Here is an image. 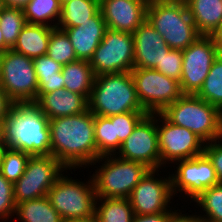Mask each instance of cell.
<instances>
[{"mask_svg": "<svg viewBox=\"0 0 222 222\" xmlns=\"http://www.w3.org/2000/svg\"><path fill=\"white\" fill-rule=\"evenodd\" d=\"M34 104L48 119L77 115L89 110V102L85 96L65 88L42 94Z\"/></svg>", "mask_w": 222, "mask_h": 222, "instance_id": "obj_20", "label": "cell"}, {"mask_svg": "<svg viewBox=\"0 0 222 222\" xmlns=\"http://www.w3.org/2000/svg\"><path fill=\"white\" fill-rule=\"evenodd\" d=\"M68 171L74 174L72 169L65 170L48 191L51 205L65 222L94 217L97 197L91 175L84 182L71 177Z\"/></svg>", "mask_w": 222, "mask_h": 222, "instance_id": "obj_7", "label": "cell"}, {"mask_svg": "<svg viewBox=\"0 0 222 222\" xmlns=\"http://www.w3.org/2000/svg\"><path fill=\"white\" fill-rule=\"evenodd\" d=\"M47 55L62 66L78 60L68 35L57 27L51 31Z\"/></svg>", "mask_w": 222, "mask_h": 222, "instance_id": "obj_33", "label": "cell"}, {"mask_svg": "<svg viewBox=\"0 0 222 222\" xmlns=\"http://www.w3.org/2000/svg\"><path fill=\"white\" fill-rule=\"evenodd\" d=\"M148 114L146 111H130L124 114L112 115L108 118L114 123L115 137L122 144L133 132L138 122Z\"/></svg>", "mask_w": 222, "mask_h": 222, "instance_id": "obj_35", "label": "cell"}, {"mask_svg": "<svg viewBox=\"0 0 222 222\" xmlns=\"http://www.w3.org/2000/svg\"><path fill=\"white\" fill-rule=\"evenodd\" d=\"M192 202L202 210L198 213L204 222H222V183L209 187Z\"/></svg>", "mask_w": 222, "mask_h": 222, "instance_id": "obj_30", "label": "cell"}, {"mask_svg": "<svg viewBox=\"0 0 222 222\" xmlns=\"http://www.w3.org/2000/svg\"><path fill=\"white\" fill-rule=\"evenodd\" d=\"M61 7L59 0H31L23 9L26 23L56 28Z\"/></svg>", "mask_w": 222, "mask_h": 222, "instance_id": "obj_27", "label": "cell"}, {"mask_svg": "<svg viewBox=\"0 0 222 222\" xmlns=\"http://www.w3.org/2000/svg\"><path fill=\"white\" fill-rule=\"evenodd\" d=\"M89 63L95 76L131 72L134 68L133 35L107 29Z\"/></svg>", "mask_w": 222, "mask_h": 222, "instance_id": "obj_12", "label": "cell"}, {"mask_svg": "<svg viewBox=\"0 0 222 222\" xmlns=\"http://www.w3.org/2000/svg\"><path fill=\"white\" fill-rule=\"evenodd\" d=\"M59 29L64 30L68 35L77 59L90 61L108 28L99 11L82 25Z\"/></svg>", "mask_w": 222, "mask_h": 222, "instance_id": "obj_19", "label": "cell"}, {"mask_svg": "<svg viewBox=\"0 0 222 222\" xmlns=\"http://www.w3.org/2000/svg\"><path fill=\"white\" fill-rule=\"evenodd\" d=\"M6 149H7V144L6 143H0V165H1V161L3 159V154H4Z\"/></svg>", "mask_w": 222, "mask_h": 222, "instance_id": "obj_46", "label": "cell"}, {"mask_svg": "<svg viewBox=\"0 0 222 222\" xmlns=\"http://www.w3.org/2000/svg\"><path fill=\"white\" fill-rule=\"evenodd\" d=\"M64 88L85 96L88 100L93 88L95 75L89 61L77 60L62 66Z\"/></svg>", "mask_w": 222, "mask_h": 222, "instance_id": "obj_23", "label": "cell"}, {"mask_svg": "<svg viewBox=\"0 0 222 222\" xmlns=\"http://www.w3.org/2000/svg\"><path fill=\"white\" fill-rule=\"evenodd\" d=\"M12 102L6 96V93L0 86V121H5L8 116V111L12 106Z\"/></svg>", "mask_w": 222, "mask_h": 222, "instance_id": "obj_41", "label": "cell"}, {"mask_svg": "<svg viewBox=\"0 0 222 222\" xmlns=\"http://www.w3.org/2000/svg\"><path fill=\"white\" fill-rule=\"evenodd\" d=\"M161 114L169 122L189 129L205 143L222 138V112L197 95L183 94Z\"/></svg>", "mask_w": 222, "mask_h": 222, "instance_id": "obj_4", "label": "cell"}, {"mask_svg": "<svg viewBox=\"0 0 222 222\" xmlns=\"http://www.w3.org/2000/svg\"><path fill=\"white\" fill-rule=\"evenodd\" d=\"M52 29L46 25L27 23L12 49L31 59L43 56L47 54Z\"/></svg>", "mask_w": 222, "mask_h": 222, "instance_id": "obj_22", "label": "cell"}, {"mask_svg": "<svg viewBox=\"0 0 222 222\" xmlns=\"http://www.w3.org/2000/svg\"><path fill=\"white\" fill-rule=\"evenodd\" d=\"M222 52L213 36L201 35L183 53L180 88L183 94L196 95L201 89L214 60Z\"/></svg>", "mask_w": 222, "mask_h": 222, "instance_id": "obj_14", "label": "cell"}, {"mask_svg": "<svg viewBox=\"0 0 222 222\" xmlns=\"http://www.w3.org/2000/svg\"><path fill=\"white\" fill-rule=\"evenodd\" d=\"M173 210L174 209L172 208L169 212H162V213L150 214V215L135 214L132 222H167Z\"/></svg>", "mask_w": 222, "mask_h": 222, "instance_id": "obj_40", "label": "cell"}, {"mask_svg": "<svg viewBox=\"0 0 222 222\" xmlns=\"http://www.w3.org/2000/svg\"><path fill=\"white\" fill-rule=\"evenodd\" d=\"M8 49H10V48L4 43L3 32L0 28V53H3Z\"/></svg>", "mask_w": 222, "mask_h": 222, "instance_id": "obj_44", "label": "cell"}, {"mask_svg": "<svg viewBox=\"0 0 222 222\" xmlns=\"http://www.w3.org/2000/svg\"><path fill=\"white\" fill-rule=\"evenodd\" d=\"M107 28L133 34L146 20L149 0H99Z\"/></svg>", "mask_w": 222, "mask_h": 222, "instance_id": "obj_17", "label": "cell"}, {"mask_svg": "<svg viewBox=\"0 0 222 222\" xmlns=\"http://www.w3.org/2000/svg\"><path fill=\"white\" fill-rule=\"evenodd\" d=\"M222 112V52L214 60L204 83L196 94Z\"/></svg>", "mask_w": 222, "mask_h": 222, "instance_id": "obj_31", "label": "cell"}, {"mask_svg": "<svg viewBox=\"0 0 222 222\" xmlns=\"http://www.w3.org/2000/svg\"><path fill=\"white\" fill-rule=\"evenodd\" d=\"M212 36H213L216 44L222 50V23H221L220 27L217 29V31Z\"/></svg>", "mask_w": 222, "mask_h": 222, "instance_id": "obj_43", "label": "cell"}, {"mask_svg": "<svg viewBox=\"0 0 222 222\" xmlns=\"http://www.w3.org/2000/svg\"><path fill=\"white\" fill-rule=\"evenodd\" d=\"M183 68V53L182 50L171 49L170 52L164 56L161 64H158L154 69L163 73L167 77L180 81Z\"/></svg>", "mask_w": 222, "mask_h": 222, "instance_id": "obj_37", "label": "cell"}, {"mask_svg": "<svg viewBox=\"0 0 222 222\" xmlns=\"http://www.w3.org/2000/svg\"><path fill=\"white\" fill-rule=\"evenodd\" d=\"M204 153L211 160L219 183H222V138L205 143Z\"/></svg>", "mask_w": 222, "mask_h": 222, "instance_id": "obj_38", "label": "cell"}, {"mask_svg": "<svg viewBox=\"0 0 222 222\" xmlns=\"http://www.w3.org/2000/svg\"><path fill=\"white\" fill-rule=\"evenodd\" d=\"M15 210L13 183L0 173V221L13 220Z\"/></svg>", "mask_w": 222, "mask_h": 222, "instance_id": "obj_36", "label": "cell"}, {"mask_svg": "<svg viewBox=\"0 0 222 222\" xmlns=\"http://www.w3.org/2000/svg\"><path fill=\"white\" fill-rule=\"evenodd\" d=\"M159 172L161 174L162 171L160 169H150L132 190L128 199L134 214H157L169 212L174 208L171 204L174 195L170 173L168 172L162 177Z\"/></svg>", "mask_w": 222, "mask_h": 222, "instance_id": "obj_15", "label": "cell"}, {"mask_svg": "<svg viewBox=\"0 0 222 222\" xmlns=\"http://www.w3.org/2000/svg\"><path fill=\"white\" fill-rule=\"evenodd\" d=\"M88 102L89 111L97 116L145 111L138 99L131 72L95 76Z\"/></svg>", "mask_w": 222, "mask_h": 222, "instance_id": "obj_3", "label": "cell"}, {"mask_svg": "<svg viewBox=\"0 0 222 222\" xmlns=\"http://www.w3.org/2000/svg\"><path fill=\"white\" fill-rule=\"evenodd\" d=\"M131 75L138 99L149 114L161 113L183 95L179 81L156 69L133 68Z\"/></svg>", "mask_w": 222, "mask_h": 222, "instance_id": "obj_10", "label": "cell"}, {"mask_svg": "<svg viewBox=\"0 0 222 222\" xmlns=\"http://www.w3.org/2000/svg\"><path fill=\"white\" fill-rule=\"evenodd\" d=\"M186 211L187 210H185L184 212V210L182 211V209L179 210V208L176 210V208L174 207V210L171 212L167 222H204V219L196 211L193 214H188L186 213Z\"/></svg>", "mask_w": 222, "mask_h": 222, "instance_id": "obj_39", "label": "cell"}, {"mask_svg": "<svg viewBox=\"0 0 222 222\" xmlns=\"http://www.w3.org/2000/svg\"><path fill=\"white\" fill-rule=\"evenodd\" d=\"M8 148L31 156L51 155L48 117L34 104H12L4 121Z\"/></svg>", "mask_w": 222, "mask_h": 222, "instance_id": "obj_2", "label": "cell"}, {"mask_svg": "<svg viewBox=\"0 0 222 222\" xmlns=\"http://www.w3.org/2000/svg\"><path fill=\"white\" fill-rule=\"evenodd\" d=\"M99 11V0H69L62 4L57 28H72L82 25Z\"/></svg>", "mask_w": 222, "mask_h": 222, "instance_id": "obj_26", "label": "cell"}, {"mask_svg": "<svg viewBox=\"0 0 222 222\" xmlns=\"http://www.w3.org/2000/svg\"><path fill=\"white\" fill-rule=\"evenodd\" d=\"M59 1H60L61 5H62L63 3H65V2H67L69 0H59Z\"/></svg>", "mask_w": 222, "mask_h": 222, "instance_id": "obj_50", "label": "cell"}, {"mask_svg": "<svg viewBox=\"0 0 222 222\" xmlns=\"http://www.w3.org/2000/svg\"><path fill=\"white\" fill-rule=\"evenodd\" d=\"M5 8L3 0H0V12Z\"/></svg>", "mask_w": 222, "mask_h": 222, "instance_id": "obj_49", "label": "cell"}, {"mask_svg": "<svg viewBox=\"0 0 222 222\" xmlns=\"http://www.w3.org/2000/svg\"><path fill=\"white\" fill-rule=\"evenodd\" d=\"M132 35L134 68L154 69L171 50L162 35L147 20Z\"/></svg>", "mask_w": 222, "mask_h": 222, "instance_id": "obj_18", "label": "cell"}, {"mask_svg": "<svg viewBox=\"0 0 222 222\" xmlns=\"http://www.w3.org/2000/svg\"><path fill=\"white\" fill-rule=\"evenodd\" d=\"M94 136L98 150V159L101 156L116 155L121 143L115 137L114 123L108 117L94 115Z\"/></svg>", "mask_w": 222, "mask_h": 222, "instance_id": "obj_29", "label": "cell"}, {"mask_svg": "<svg viewBox=\"0 0 222 222\" xmlns=\"http://www.w3.org/2000/svg\"><path fill=\"white\" fill-rule=\"evenodd\" d=\"M51 155L65 168L83 169L98 159L94 136V114L89 110L49 119ZM89 166V167H88Z\"/></svg>", "mask_w": 222, "mask_h": 222, "instance_id": "obj_1", "label": "cell"}, {"mask_svg": "<svg viewBox=\"0 0 222 222\" xmlns=\"http://www.w3.org/2000/svg\"><path fill=\"white\" fill-rule=\"evenodd\" d=\"M173 164L174 171H169L172 193L174 197L180 193L179 196L184 198L181 201L190 199L191 204L206 189L219 184L213 164L205 153Z\"/></svg>", "mask_w": 222, "mask_h": 222, "instance_id": "obj_11", "label": "cell"}, {"mask_svg": "<svg viewBox=\"0 0 222 222\" xmlns=\"http://www.w3.org/2000/svg\"><path fill=\"white\" fill-rule=\"evenodd\" d=\"M23 9L5 7L0 12V28L3 32L4 43L12 49L20 31L26 25Z\"/></svg>", "mask_w": 222, "mask_h": 222, "instance_id": "obj_32", "label": "cell"}, {"mask_svg": "<svg viewBox=\"0 0 222 222\" xmlns=\"http://www.w3.org/2000/svg\"><path fill=\"white\" fill-rule=\"evenodd\" d=\"M14 219L19 222H65L48 196L16 204Z\"/></svg>", "mask_w": 222, "mask_h": 222, "instance_id": "obj_25", "label": "cell"}, {"mask_svg": "<svg viewBox=\"0 0 222 222\" xmlns=\"http://www.w3.org/2000/svg\"><path fill=\"white\" fill-rule=\"evenodd\" d=\"M0 86L13 104L34 103L38 81L33 59L13 49L0 53Z\"/></svg>", "mask_w": 222, "mask_h": 222, "instance_id": "obj_8", "label": "cell"}, {"mask_svg": "<svg viewBox=\"0 0 222 222\" xmlns=\"http://www.w3.org/2000/svg\"><path fill=\"white\" fill-rule=\"evenodd\" d=\"M31 0H3L5 7L24 9Z\"/></svg>", "mask_w": 222, "mask_h": 222, "instance_id": "obj_42", "label": "cell"}, {"mask_svg": "<svg viewBox=\"0 0 222 222\" xmlns=\"http://www.w3.org/2000/svg\"><path fill=\"white\" fill-rule=\"evenodd\" d=\"M101 165H100V164ZM100 166H95V165ZM96 197L128 198L139 181L150 170L145 164L125 160L117 155L101 156L90 167Z\"/></svg>", "mask_w": 222, "mask_h": 222, "instance_id": "obj_5", "label": "cell"}, {"mask_svg": "<svg viewBox=\"0 0 222 222\" xmlns=\"http://www.w3.org/2000/svg\"><path fill=\"white\" fill-rule=\"evenodd\" d=\"M157 117L162 171L166 167V171L168 167L172 168L173 163L178 160L193 158L204 153L205 142L199 136L185 127L169 122L161 113H157Z\"/></svg>", "mask_w": 222, "mask_h": 222, "instance_id": "obj_13", "label": "cell"}, {"mask_svg": "<svg viewBox=\"0 0 222 222\" xmlns=\"http://www.w3.org/2000/svg\"><path fill=\"white\" fill-rule=\"evenodd\" d=\"M116 155L125 160L143 163L150 169H161L157 113H148L138 122Z\"/></svg>", "mask_w": 222, "mask_h": 222, "instance_id": "obj_16", "label": "cell"}, {"mask_svg": "<svg viewBox=\"0 0 222 222\" xmlns=\"http://www.w3.org/2000/svg\"><path fill=\"white\" fill-rule=\"evenodd\" d=\"M163 2H174V3H184L186 4L189 0H160Z\"/></svg>", "mask_w": 222, "mask_h": 222, "instance_id": "obj_48", "label": "cell"}, {"mask_svg": "<svg viewBox=\"0 0 222 222\" xmlns=\"http://www.w3.org/2000/svg\"><path fill=\"white\" fill-rule=\"evenodd\" d=\"M30 156L20 150L7 147L1 161L0 173L14 184L24 174Z\"/></svg>", "mask_w": 222, "mask_h": 222, "instance_id": "obj_34", "label": "cell"}, {"mask_svg": "<svg viewBox=\"0 0 222 222\" xmlns=\"http://www.w3.org/2000/svg\"><path fill=\"white\" fill-rule=\"evenodd\" d=\"M146 20L162 35L171 49L185 50L201 36L184 3L149 0Z\"/></svg>", "mask_w": 222, "mask_h": 222, "instance_id": "obj_6", "label": "cell"}, {"mask_svg": "<svg viewBox=\"0 0 222 222\" xmlns=\"http://www.w3.org/2000/svg\"><path fill=\"white\" fill-rule=\"evenodd\" d=\"M187 8L200 35L212 36L222 23V0H189Z\"/></svg>", "mask_w": 222, "mask_h": 222, "instance_id": "obj_21", "label": "cell"}, {"mask_svg": "<svg viewBox=\"0 0 222 222\" xmlns=\"http://www.w3.org/2000/svg\"><path fill=\"white\" fill-rule=\"evenodd\" d=\"M65 170L52 155L30 156L24 174L13 184L15 204L47 196Z\"/></svg>", "mask_w": 222, "mask_h": 222, "instance_id": "obj_9", "label": "cell"}, {"mask_svg": "<svg viewBox=\"0 0 222 222\" xmlns=\"http://www.w3.org/2000/svg\"><path fill=\"white\" fill-rule=\"evenodd\" d=\"M34 69L38 81L37 99L42 94H47L65 86L61 73L62 65L54 61L47 54L33 59Z\"/></svg>", "mask_w": 222, "mask_h": 222, "instance_id": "obj_24", "label": "cell"}, {"mask_svg": "<svg viewBox=\"0 0 222 222\" xmlns=\"http://www.w3.org/2000/svg\"><path fill=\"white\" fill-rule=\"evenodd\" d=\"M134 215L128 198H96L95 217L99 222H132Z\"/></svg>", "mask_w": 222, "mask_h": 222, "instance_id": "obj_28", "label": "cell"}, {"mask_svg": "<svg viewBox=\"0 0 222 222\" xmlns=\"http://www.w3.org/2000/svg\"><path fill=\"white\" fill-rule=\"evenodd\" d=\"M0 143H6L4 140V121H0Z\"/></svg>", "mask_w": 222, "mask_h": 222, "instance_id": "obj_45", "label": "cell"}, {"mask_svg": "<svg viewBox=\"0 0 222 222\" xmlns=\"http://www.w3.org/2000/svg\"><path fill=\"white\" fill-rule=\"evenodd\" d=\"M72 222H99L98 219L94 216L89 219H84V220H77V221H72Z\"/></svg>", "mask_w": 222, "mask_h": 222, "instance_id": "obj_47", "label": "cell"}]
</instances>
